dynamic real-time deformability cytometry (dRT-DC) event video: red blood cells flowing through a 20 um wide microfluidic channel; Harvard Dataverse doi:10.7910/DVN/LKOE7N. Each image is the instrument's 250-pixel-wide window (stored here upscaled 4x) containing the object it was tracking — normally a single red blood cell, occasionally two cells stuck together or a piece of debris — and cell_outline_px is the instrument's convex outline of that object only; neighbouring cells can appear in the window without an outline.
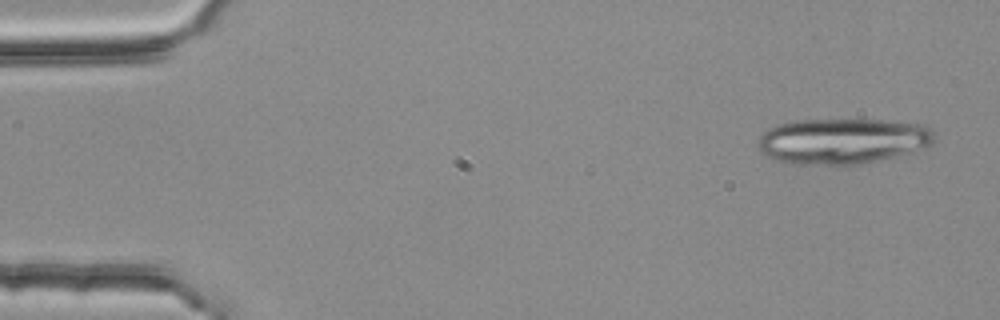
{"species": "common noctule bat (a hibernating species)", "species_latin": "Nyctalus noctula", "temperature_condition": "room temperature", "stored_images_in_passage": 5, "camera_frame_rate_fps": 3000, "um_per_image_px": 0.085, "animal": {"sex": "female", "body_mass_g": 25.1}, "frame": {"image": 1, "passage_image": 1, "time_ms": 0.0, "image_size_px": [1000, 320], "cell_outline_px": [[936, 140], [932, 144], [924, 148], [912, 152], [896, 156], [860, 164], [840, 168], [792, 164], [776, 160], [768, 156], [756, 144], [760, 136], [768, 128], [776, 124], [796, 120], [884, 120], [924, 124], [932, 128], [936, 136]], "centroid_in_image_um": [71.64, 12.02], "position_along_channel_um": 13.4, "area_um2": 48.15}}